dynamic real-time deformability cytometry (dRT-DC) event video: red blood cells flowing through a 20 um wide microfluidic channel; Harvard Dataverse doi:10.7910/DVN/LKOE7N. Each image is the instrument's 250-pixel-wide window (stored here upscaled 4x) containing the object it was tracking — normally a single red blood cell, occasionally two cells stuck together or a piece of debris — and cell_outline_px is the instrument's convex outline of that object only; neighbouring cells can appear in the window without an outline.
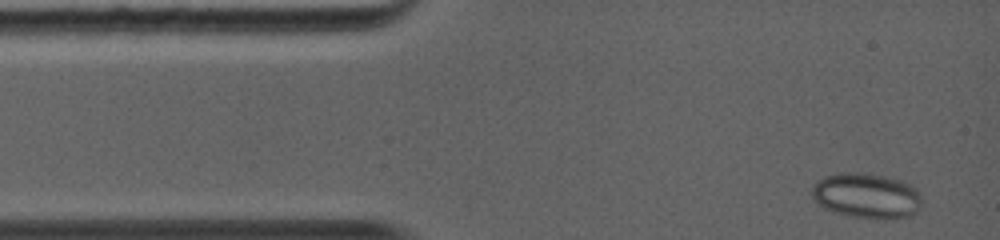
{"species": "common noctule bat (a hibernating species)", "species_latin": "Nyctalus noctula", "temperature_condition": "warm", "stored_images_in_passage": 23, "camera_frame_rate_fps": 5000, "um_per_image_px": 0.085, "animal": {"sex": "female", "body_mass_g": 19.0, "forearm_length_mm": 56.7}, "frame": {"image": 1, "passage_image": 1, "time_ms": 0.0, "image_size_px": [1000, 240], "cell_outline_px": [[920, 208], [916, 212], [908, 216], [892, 220], [852, 216], [836, 212], [824, 208], [808, 192], [816, 180], [828, 176], [848, 172], [880, 176], [896, 180], [908, 184], [916, 188], [920, 196]], "centroid_in_image_um": [73.64, 16.66], "position_along_channel_um": 11.4, "area_um2": 28.5}}
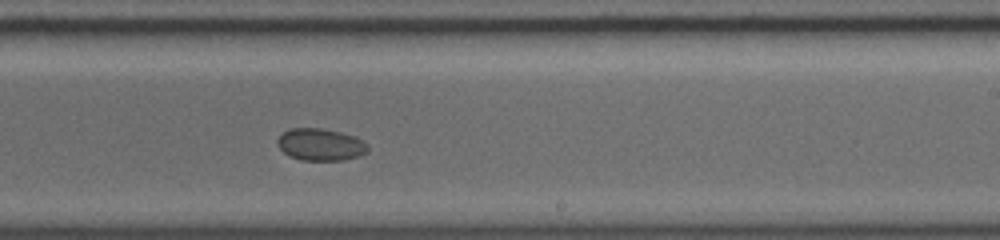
{"frame": {"image": 2, "passage_image": 15, "time_ms": 7.2, "image_size_px": [1000, 240], "cell_outline_px": [[368, 152], [344, 160], [300, 160], [288, 156], [276, 144], [276, 140], [284, 132], [292, 128], [320, 128], [340, 132], [356, 136], [368, 144]], "centroid_in_image_um": [27.24, 12.29], "position_along_channel_um": 261.8, "area_um2": 16.94}}
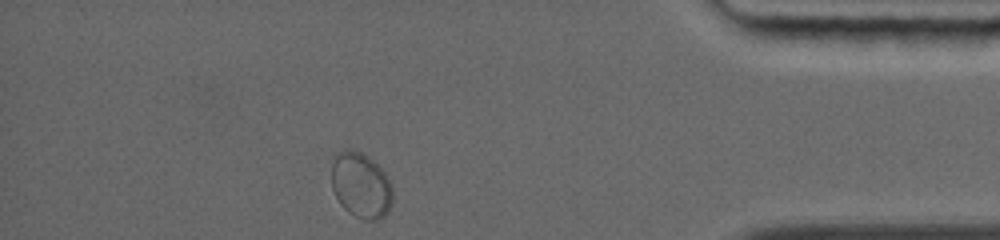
{"frame": {"image": 3, "passage_image": 23, "time_ms": 11.4, "image_size_px": [1000, 240], "cell_outline_px": [[392, 204], [388, 212], [380, 220], [364, 220], [348, 212], [340, 204], [332, 188], [332, 164], [336, 152], [344, 148], [348, 148], [360, 152], [368, 156], [384, 172], [392, 188]], "centroid_in_image_um": [30.67, 15.75], "position_along_channel_um": 404.5, "area_um2": 23.47}}